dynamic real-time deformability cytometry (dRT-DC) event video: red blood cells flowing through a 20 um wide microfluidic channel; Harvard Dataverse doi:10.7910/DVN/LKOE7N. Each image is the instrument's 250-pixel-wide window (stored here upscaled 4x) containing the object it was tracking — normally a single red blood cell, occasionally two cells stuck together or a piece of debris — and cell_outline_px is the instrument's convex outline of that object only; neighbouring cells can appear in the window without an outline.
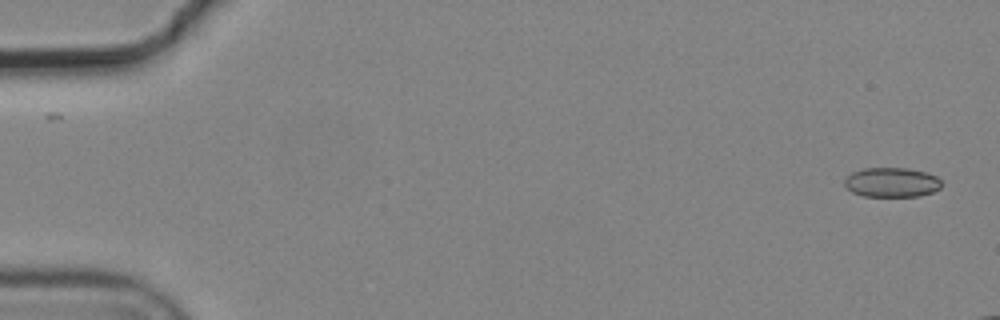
{"species": "common noctule bat (a hibernating species)", "species_latin": "Nyctalus noctula", "temperature_condition": "cold", "stored_images_in_passage": 2, "camera_frame_rate_fps": 3000, "um_per_image_px": 0.085, "animal": {"sex": "male", "body_mass_g": 19.2, "forearm_length_mm": 51.8}, "frame": {"image": 1, "passage_image": 2, "time_ms": 0.333, "image_size_px": [1000, 320], "cell_outline_px": [[940, 188], [932, 192], [920, 196], [864, 196], [852, 192], [844, 184], [844, 180], [852, 172], [864, 168], [908, 168], [924, 172], [936, 176], [940, 180]], "centroid_in_image_um": [75.78, 15.5], "position_along_channel_um": 9.2, "area_um2": 16.59}}